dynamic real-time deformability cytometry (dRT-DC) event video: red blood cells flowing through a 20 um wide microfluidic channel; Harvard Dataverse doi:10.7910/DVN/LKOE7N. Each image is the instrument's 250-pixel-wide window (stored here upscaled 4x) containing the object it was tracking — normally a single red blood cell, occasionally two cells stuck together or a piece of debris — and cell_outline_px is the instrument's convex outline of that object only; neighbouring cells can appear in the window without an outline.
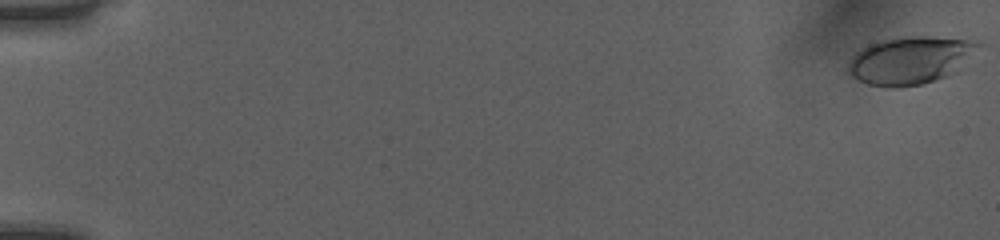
{"species": "human", "species_latin": "Homo sapiens", "temperature_condition": "room temperature", "stored_images_in_passage": 53, "camera_frame_rate_fps": 3000, "um_per_image_px": 0.085, "donor": {"sex": "female"}, "frame": {"image": 1, "passage_image": 1, "time_ms": 0.0, "image_size_px": [1000, 240], "cell_outline_px": [[984, 44], [960, 72], [920, 84], [892, 88], [888, 88], [868, 84], [848, 76], [844, 72], [844, 68], [848, 60], [856, 52], [868, 44], [880, 40], [904, 36], [928, 36], [980, 40]], "centroid_in_image_um": [77.4, 5.11], "position_along_channel_um": 7.6, "area_um2": 37.45}}
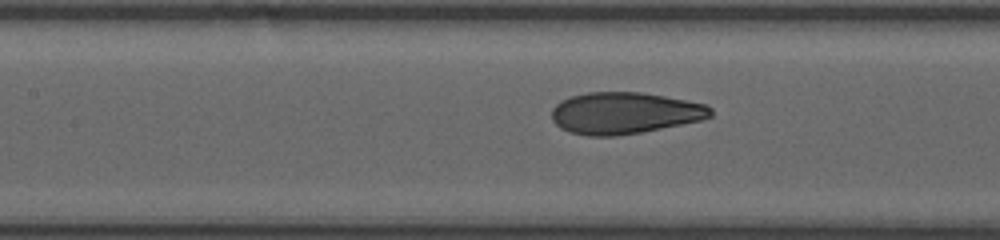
{"frame": {"image": 2, "passage_image": 26, "time_ms": 8.333, "image_size_px": [1000, 240], "cell_outline_px": [[712, 116], [700, 120], [640, 132], [616, 136], [588, 136], [568, 132], [560, 128], [552, 120], [552, 108], [560, 100], [572, 96], [588, 92], [640, 92], [664, 96], [708, 104], [712, 108]], "centroid_in_image_um": [53.06, 9.61], "position_along_channel_um": 154.3, "area_um2": 38.55}}
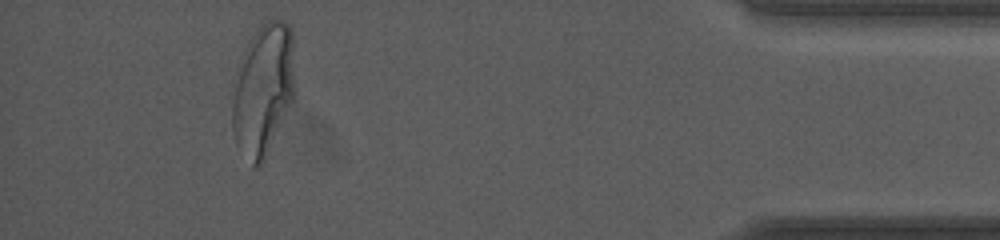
{"frame": {"image": 3, "passage_image": 49, "time_ms": 16.0, "image_size_px": [1000, 240], "cell_outline_px": [[292, 100], [264, 160], [256, 168], [252, 168], [236, 144], [232, 132], [232, 104], [236, 84], [244, 48], [248, 40], [260, 24], [268, 20], [280, 20], [288, 24], [292, 32]], "centroid_in_image_um": [22.33, 7.64], "position_along_channel_um": 412.9, "area_um2": 46.99}, "authors_computed_cell_mechanics": {"area_um2": 38.5526, "velocity_mm_per_s": 4.03, "shape_relaxation_time_tau1_ms": 4.8533, "shape_relaxation_time_tau2_ms": 0.8029, "deformation_change_tau1": 0.2112, "deformation_change_tau2": 0.0663}}